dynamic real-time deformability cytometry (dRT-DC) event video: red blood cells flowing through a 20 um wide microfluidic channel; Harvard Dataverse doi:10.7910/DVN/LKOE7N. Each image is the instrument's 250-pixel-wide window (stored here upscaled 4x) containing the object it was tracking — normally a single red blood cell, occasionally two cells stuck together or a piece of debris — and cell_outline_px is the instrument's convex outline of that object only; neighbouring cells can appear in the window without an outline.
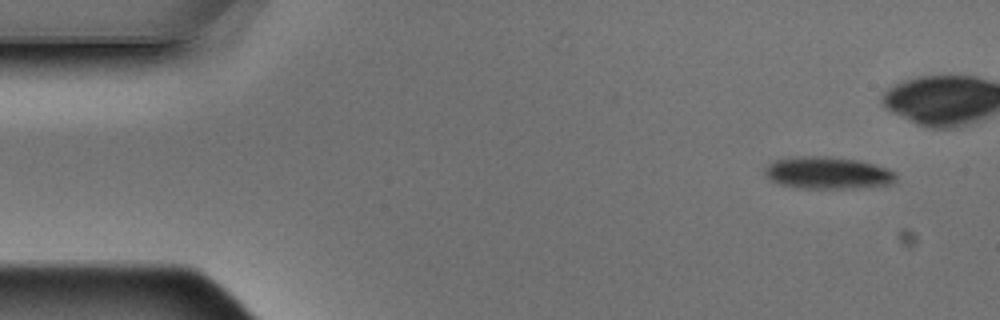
{"species": "Egyptian fruit bat (a non-hibernating species)", "species_latin": "Rousettus aegyptiacus", "temperature_condition": "warm", "stored_images_in_passage": 5, "camera_frame_rate_fps": 3000, "um_per_image_px": 0.085, "animal": {"sex": "male"}, "frame": {"image": 1, "passage_image": 1, "time_ms": 0.0, "image_size_px": [1000, 320], "cell_outline_px": [[896, 180], [892, 184], [860, 188], [796, 188], [780, 184], [772, 180], [764, 172], [764, 168], [768, 164], [776, 160], [796, 156], [828, 156], [860, 160], [888, 168], [896, 172]], "centroid_in_image_um": [70.4, 14.69], "position_along_channel_um": 14.6, "area_um2": 24.8}}